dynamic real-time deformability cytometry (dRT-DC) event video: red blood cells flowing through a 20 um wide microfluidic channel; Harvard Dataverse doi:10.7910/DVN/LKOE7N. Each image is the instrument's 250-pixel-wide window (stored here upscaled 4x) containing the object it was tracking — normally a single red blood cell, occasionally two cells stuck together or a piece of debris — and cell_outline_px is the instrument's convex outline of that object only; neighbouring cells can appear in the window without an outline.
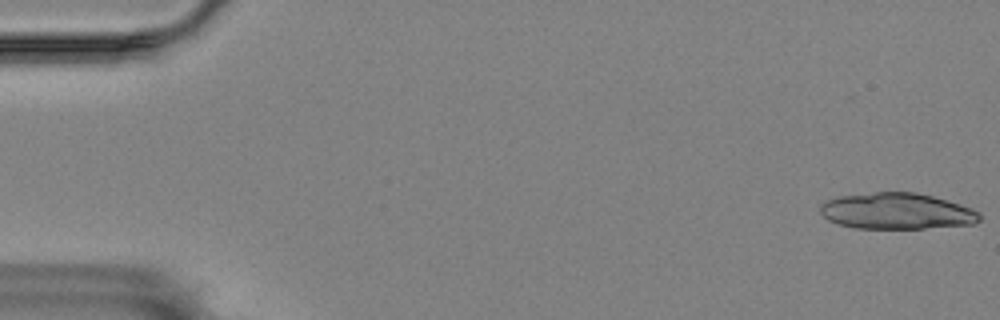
{"species": "Egyptian fruit bat (a non-hibernating species)", "species_latin": "Rousettus aegyptiacus", "temperature_condition": "room temperature", "stored_images_in_passage": 5, "camera_frame_rate_fps": 3000, "um_per_image_px": 0.085, "animal": {"sex": "female"}, "frame": {"image": 1, "passage_image": 1, "time_ms": 0.0, "image_size_px": [1000, 320], "cell_outline_px": [[980, 220], [972, 224], [924, 228], [856, 228], [840, 224], [828, 220], [820, 212], [820, 204], [824, 200], [836, 196], [876, 192], [916, 192], [932, 196], [960, 204], [972, 208], [980, 212]], "centroid_in_image_um": [76.2, 17.93], "position_along_channel_um": 8.8, "area_um2": 33.64}}